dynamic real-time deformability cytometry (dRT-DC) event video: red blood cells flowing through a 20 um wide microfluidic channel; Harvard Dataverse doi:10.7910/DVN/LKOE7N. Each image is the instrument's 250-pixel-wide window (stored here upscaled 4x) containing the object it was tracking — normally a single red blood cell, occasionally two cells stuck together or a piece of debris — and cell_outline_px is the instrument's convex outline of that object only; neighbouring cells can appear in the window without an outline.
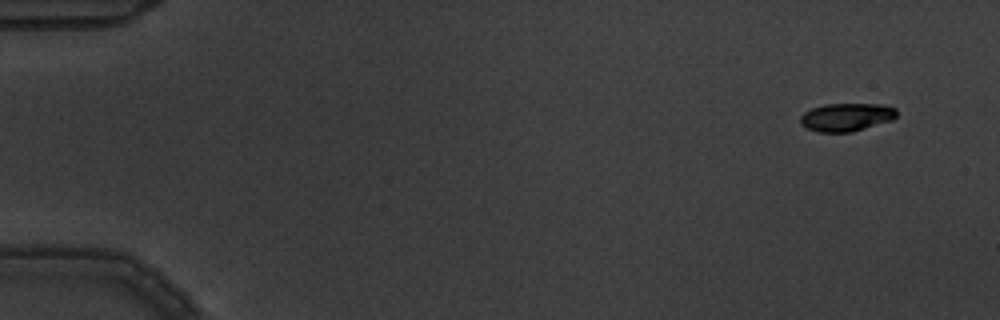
{"species": "common noctule bat (a hibernating species)", "species_latin": "Nyctalus noctula", "temperature_condition": "warm", "stored_images_in_passage": 5, "camera_frame_rate_fps": 3000, "um_per_image_px": 0.085, "animal": {"sex": "male", "body_mass_g": 19.5, "forearm_length_mm": 54.6}, "frame": {"image": 1, "passage_image": 1, "time_ms": 0.0, "image_size_px": [1000, 320], "cell_outline_px": [[896, 116], [892, 120], [852, 132], [820, 132], [808, 128], [800, 124], [800, 116], [804, 112], [812, 108], [824, 104], [880, 104], [896, 108]], "centroid_in_image_um": [71.93, 9.95], "position_along_channel_um": 13.1, "area_um2": 15.72}}